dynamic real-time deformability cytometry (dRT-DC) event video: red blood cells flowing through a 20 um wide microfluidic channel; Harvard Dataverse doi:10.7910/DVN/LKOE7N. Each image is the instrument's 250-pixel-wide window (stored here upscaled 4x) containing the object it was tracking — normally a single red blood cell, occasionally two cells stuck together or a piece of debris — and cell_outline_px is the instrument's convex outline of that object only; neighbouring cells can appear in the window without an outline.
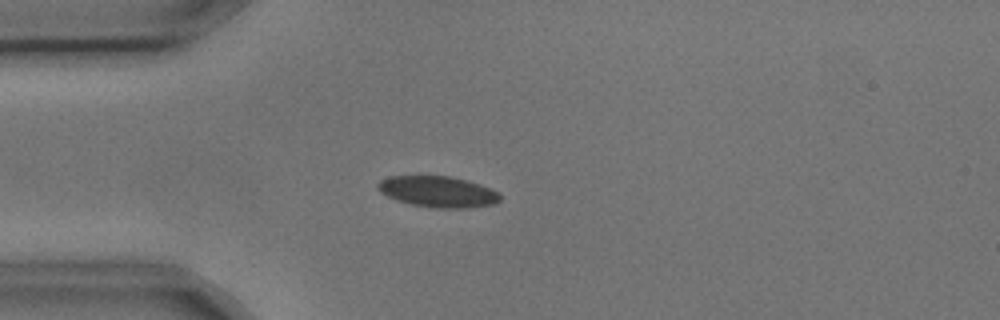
{"species": "common noctule bat (a hibernating species)", "species_latin": "Nyctalus noctula", "temperature_condition": "cold", "stored_images_in_passage": 2, "camera_frame_rate_fps": 3000, "um_per_image_px": 0.085, "animal": {"sex": "male", "body_mass_g": 17.9, "forearm_length_mm": 54.2}, "frame": {"image": 1, "passage_image": 2, "time_ms": 0.333, "image_size_px": [1000, 320], "cell_outline_px": [[500, 200], [496, 204], [468, 208], [432, 208], [412, 204], [396, 200], [380, 192], [376, 188], [376, 184], [380, 180], [388, 176], [452, 176], [468, 180], [492, 188], [500, 192]], "centroid_in_image_um": [37.25, 16.29], "position_along_channel_um": 47.8, "area_um2": 22.48}}